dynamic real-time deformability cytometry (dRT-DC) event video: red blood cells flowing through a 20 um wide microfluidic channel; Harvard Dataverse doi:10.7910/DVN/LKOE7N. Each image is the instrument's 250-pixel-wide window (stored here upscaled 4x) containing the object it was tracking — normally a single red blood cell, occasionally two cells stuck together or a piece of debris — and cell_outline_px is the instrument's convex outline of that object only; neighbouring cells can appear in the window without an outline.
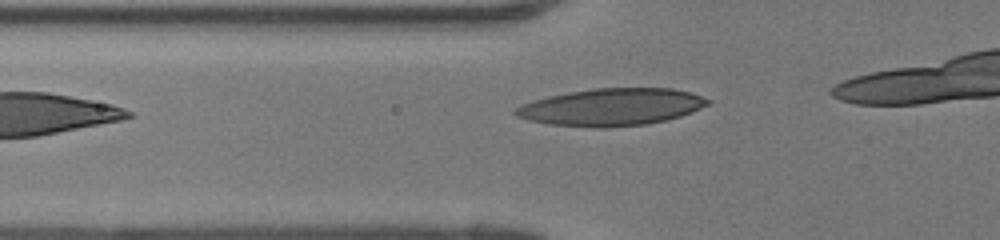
{"species": "human", "species_latin": "Homo sapiens", "temperature_condition": "room temperature", "stored_images_in_passage": 28, "camera_frame_rate_fps": 3000, "um_per_image_px": 0.085, "donor": {"sex": "female"}, "frame": {"image": 1, "passage_image": 2, "time_ms": 0.333, "image_size_px": [1000, 240], "cell_outline_px": [[712, 100], [708, 104], [700, 108], [680, 116], [648, 124], [604, 128], [596, 128], [548, 124], [528, 120], [516, 116], [512, 112], [516, 108], [524, 104], [548, 96], [592, 88], [672, 88], [688, 92]], "centroid_in_image_um": [51.96, 9.1], "position_along_channel_um": 73.8, "area_um2": 41.5}}
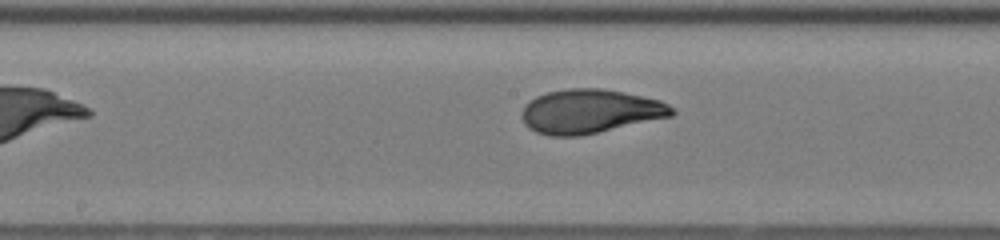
{"frame": {"image": 2, "passage_image": 11, "time_ms": 3.333, "image_size_px": [1000, 240], "cell_outline_px": [[676, 112], [672, 116], [580, 136], [552, 136], [536, 132], [528, 128], [524, 124], [524, 108], [536, 96], [548, 92], [568, 88], [600, 88], [624, 92], [660, 100], [676, 108]], "centroid_in_image_um": [50.2, 9.46], "position_along_channel_um": 198.0, "area_um2": 38.26}}
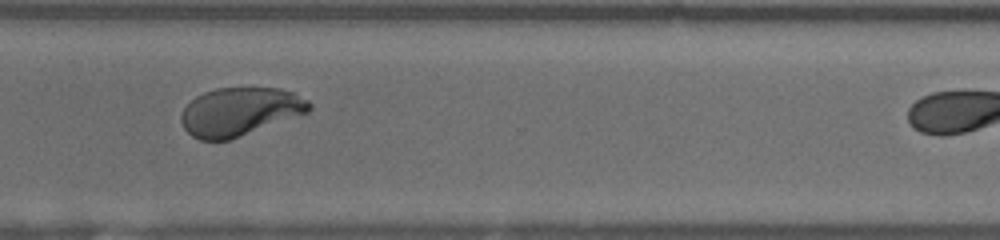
{"frame": {"image": 3, "passage_image": 22, "time_ms": 7.0, "image_size_px": [1000, 240], "cell_outline_px": [[312, 108], [308, 112], [232, 140], [200, 140], [192, 136], [184, 128], [180, 120], [180, 116], [184, 108], [196, 96], [204, 92], [216, 88], [280, 88], [292, 92], [308, 100], [312, 104]], "centroid_in_image_um": [20.38, 9.5], "position_along_channel_um": 350.2, "area_um2": 36.07}}